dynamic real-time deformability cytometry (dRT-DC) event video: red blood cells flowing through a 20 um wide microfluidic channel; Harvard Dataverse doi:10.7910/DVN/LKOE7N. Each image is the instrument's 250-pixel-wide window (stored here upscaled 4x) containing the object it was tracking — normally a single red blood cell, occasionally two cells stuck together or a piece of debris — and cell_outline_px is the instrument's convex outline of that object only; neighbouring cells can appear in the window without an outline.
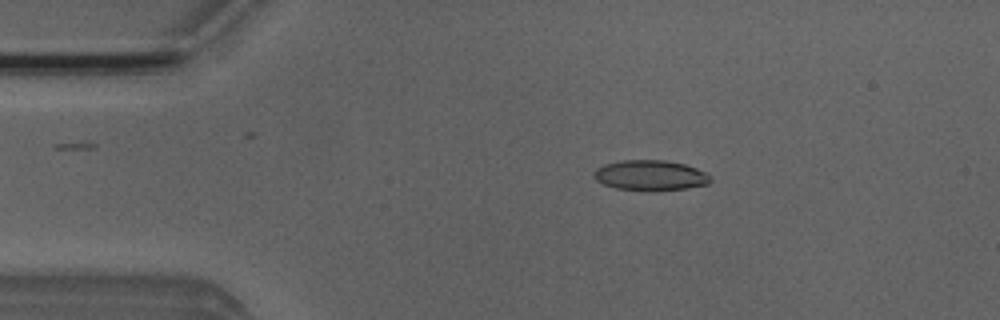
{"species": "Egyptian fruit bat (a non-hibernating species)", "species_latin": "Rousettus aegyptiacus", "temperature_condition": "room temperature", "stored_images_in_passage": 4, "camera_frame_rate_fps": 3000, "um_per_image_px": 0.085, "animal": {"sex": "male"}, "frame": {"image": 1, "passage_image": 1, "time_ms": 0.0, "image_size_px": [1000, 320], "cell_outline_px": [[712, 180], [708, 184], [688, 188], [616, 188], [604, 184], [596, 180], [592, 176], [596, 168], [604, 164], [620, 160], [664, 160], [684, 164], [696, 168], [712, 176]], "centroid_in_image_um": [55.27, 14.86], "position_along_channel_um": 29.7, "area_um2": 19.88}}